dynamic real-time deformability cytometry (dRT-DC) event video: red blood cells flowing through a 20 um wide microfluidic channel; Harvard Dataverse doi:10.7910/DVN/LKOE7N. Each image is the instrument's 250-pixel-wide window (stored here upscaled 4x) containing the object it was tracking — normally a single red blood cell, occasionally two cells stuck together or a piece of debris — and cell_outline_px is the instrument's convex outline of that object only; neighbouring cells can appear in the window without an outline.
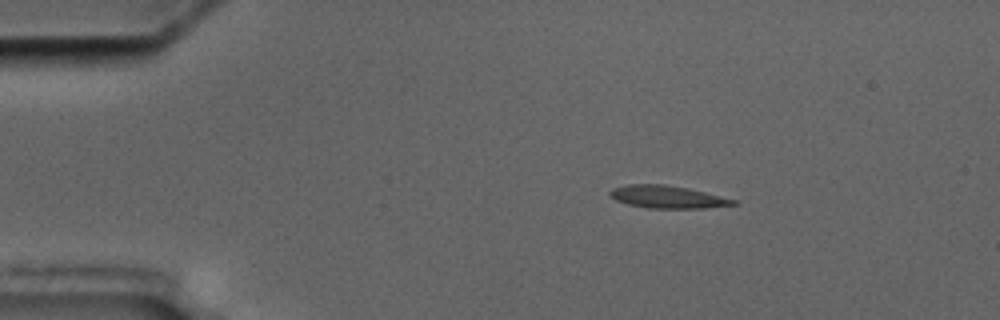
{"species": "common noctule bat (a hibernating species)", "species_latin": "Nyctalus noctula", "temperature_condition": "cold", "stored_images_in_passage": 4, "camera_frame_rate_fps": 3000, "um_per_image_px": 0.085, "animal": {"sex": "male", "body_mass_g": 17.5, "forearm_length_mm": 52.3}, "frame": {"image": 1, "passage_image": 2, "time_ms": 1.333, "image_size_px": [1000, 320], "cell_outline_px": [[736, 204], [704, 208], [648, 208], [628, 204], [616, 200], [608, 192], [612, 188], [628, 184], [664, 184], [688, 188], [736, 200]], "centroid_in_image_um": [56.69, 16.73], "position_along_channel_um": 28.3, "area_um2": 16.01}}